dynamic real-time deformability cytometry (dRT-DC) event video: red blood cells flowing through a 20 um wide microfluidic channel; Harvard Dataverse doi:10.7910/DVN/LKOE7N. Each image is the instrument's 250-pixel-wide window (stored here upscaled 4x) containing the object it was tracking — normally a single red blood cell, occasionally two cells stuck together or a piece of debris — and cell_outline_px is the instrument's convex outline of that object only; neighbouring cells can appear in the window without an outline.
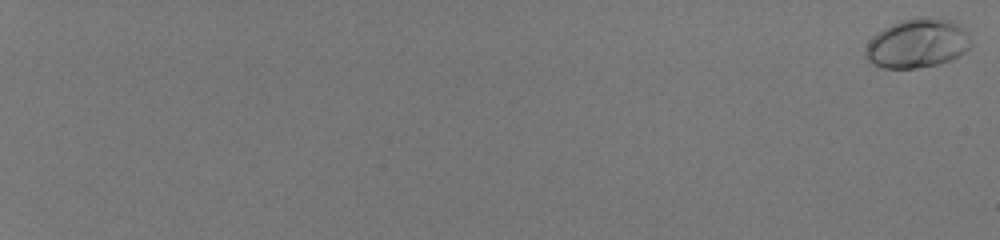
{"species": "human", "species_latin": "Homo sapiens", "temperature_condition": "room temperature", "stored_images_in_passage": 58, "camera_frame_rate_fps": 3000, "um_per_image_px": 0.085, "donor": {"sex": "male"}, "frame": {"image": 1, "passage_image": 1, "time_ms": 0.0, "image_size_px": [1000, 240], "cell_outline_px": [[972, 44], [964, 52], [952, 60], [940, 64], [916, 68], [884, 68], [872, 64], [864, 56], [864, 48], [872, 36], [876, 32], [892, 24], [904, 20], [920, 16], [928, 16], [952, 20], [960, 24], [968, 32]], "centroid_in_image_um": [77.98, 3.68], "position_along_channel_um": 7.0, "area_um2": 30.69}}
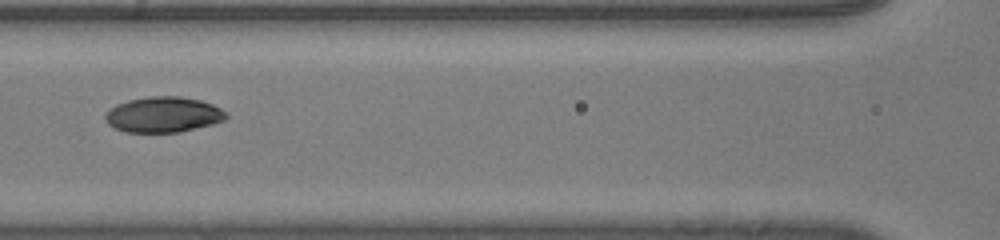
{"frame": {"image": 2, "passage_image": 34, "time_ms": 11.0, "image_size_px": [1000, 240], "cell_outline_px": [[228, 116], [224, 120], [212, 124], [180, 132], [124, 132], [108, 124], [104, 120], [104, 116], [116, 104], [128, 100], [152, 96], [180, 96], [200, 100], [212, 104], [228, 112]], "centroid_in_image_um": [13.9, 9.74], "position_along_channel_um": 152.7, "area_um2": 25.03}}
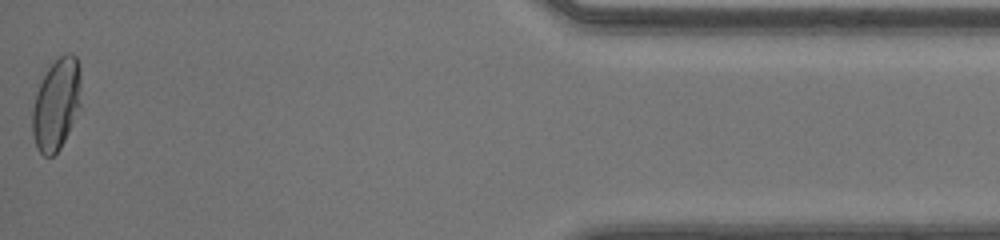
{"frame": {"image": 3, "passage_image": 58, "time_ms": 19.0, "image_size_px": [1000, 240], "cell_outline_px": [[80, 108], [60, 148], [52, 156], [44, 156], [36, 148], [32, 136], [32, 108], [36, 92], [48, 68], [60, 56], [68, 52], [72, 52], [76, 56], [80, 68]], "centroid_in_image_um": [4.78, 8.86], "position_along_channel_um": 430.4, "area_um2": 26.01}, "authors_computed_cell_mechanics": {"area_um2": 25.721, "velocity_mm_per_s": 4.1382, "shape_relaxation_time_tau1_ms": 3.1245, "shape_relaxation_time_tau2_ms": null, "deformation_change_tau1": 0.1539, "deformation_change_tau2": null}}